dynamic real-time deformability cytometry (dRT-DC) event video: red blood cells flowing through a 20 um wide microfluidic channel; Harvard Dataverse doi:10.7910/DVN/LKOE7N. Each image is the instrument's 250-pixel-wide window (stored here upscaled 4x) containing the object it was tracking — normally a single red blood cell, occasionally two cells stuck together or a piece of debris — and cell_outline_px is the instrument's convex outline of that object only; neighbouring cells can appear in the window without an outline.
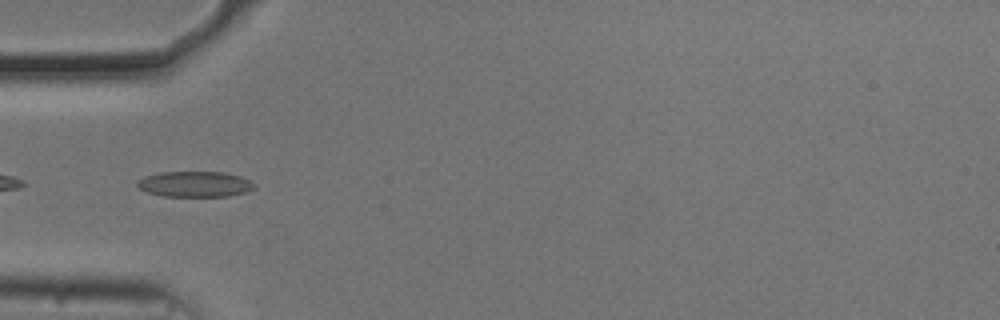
{"species": "common noctule bat (a hibernating species)", "species_latin": "Nyctalus noctula", "temperature_condition": "cold", "stored_images_in_passage": 39, "camera_frame_rate_fps": 3000, "um_per_image_px": 0.085, "animal": {"sex": "male", "body_mass_g": 20.5, "forearm_length_mm": 52.5}, "frame": {"image": 1, "passage_image": 8, "time_ms": 2.333, "image_size_px": [1000, 320], "cell_outline_px": [[256, 188], [244, 192], [228, 196], [164, 196], [148, 192], [140, 188], [136, 184], [136, 180], [144, 176], [160, 172], [224, 172], [240, 176], [256, 184]], "centroid_in_image_um": [16.56, 15.64], "position_along_channel_um": 68.4, "area_um2": 17.46}}
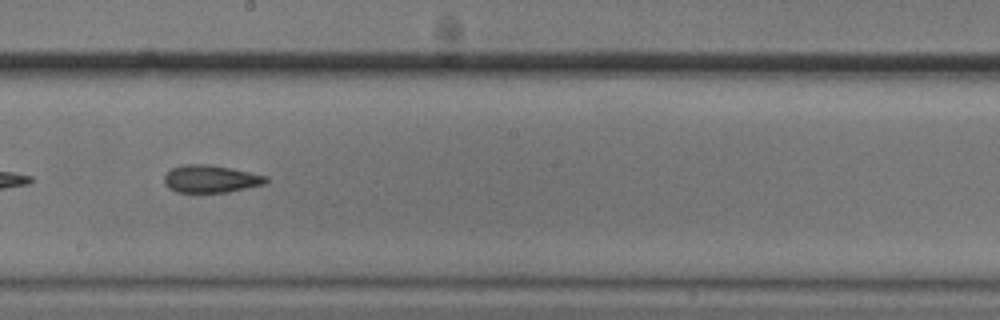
{"frame": {"image": 2, "passage_image": 21, "time_ms": 6.667, "image_size_px": [1000, 320], "cell_outline_px": [[268, 180], [264, 184], [228, 192], [176, 192], [168, 188], [164, 184], [164, 176], [172, 168], [184, 164], [208, 164], [232, 168], [268, 176]], "centroid_in_image_um": [17.9, 15.2], "position_along_channel_um": 230.3, "area_um2": 16.36}}
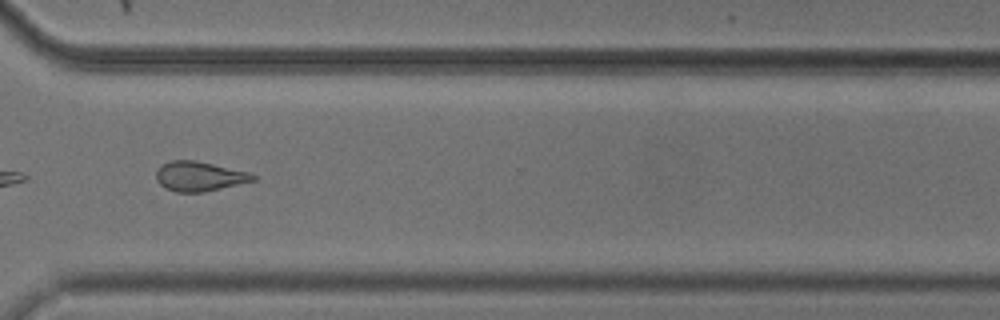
{"frame": {"image": 3, "passage_image": 31, "time_ms": 10.0, "image_size_px": [1000, 320], "cell_outline_px": [[256, 180], [204, 192], [176, 192], [160, 184], [156, 180], [156, 168], [160, 164], [172, 160], [196, 160], [248, 172], [256, 176]], "centroid_in_image_um": [16.91, 14.97], "position_along_channel_um": 353.7, "area_um2": 16.7}, "authors_computed_cell_mechanics": {"area_um2": 16.8198, "velocity_mm_per_s": 3.7254, "shape_relaxation_time_tau1_ms": null, "shape_relaxation_time_tau2_ms": 4.0827, "deformation_change_tau1": null, "deformation_change_tau2": 0.1183}}